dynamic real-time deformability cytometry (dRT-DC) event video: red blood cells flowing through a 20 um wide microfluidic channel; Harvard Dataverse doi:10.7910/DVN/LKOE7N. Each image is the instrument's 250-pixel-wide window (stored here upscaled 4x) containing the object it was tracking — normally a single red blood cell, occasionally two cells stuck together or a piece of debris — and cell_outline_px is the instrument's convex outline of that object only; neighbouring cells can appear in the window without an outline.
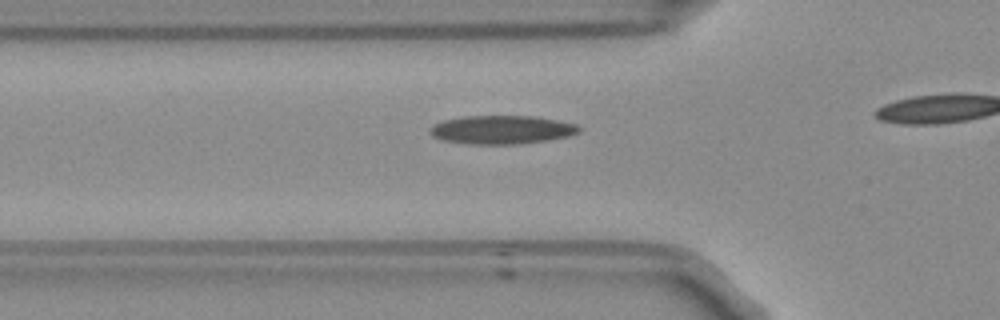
{"species": "Egyptian fruit bat (a non-hibernating species)", "species_latin": "Rousettus aegyptiacus", "temperature_condition": "room temperature", "stored_images_in_passage": 18, "camera_frame_rate_fps": 3000, "um_per_image_px": 0.085, "frame": {"image": 1, "passage_image": 13, "time_ms": 4.0, "image_size_px": [1000, 320], "cell_outline_px": [[580, 132], [568, 136], [544, 140], [512, 144], [472, 144], [444, 140], [432, 136], [428, 132], [428, 128], [444, 120], [464, 116], [536, 116], [576, 124], [580, 128]], "centroid_in_image_um": [42.62, 11.02], "position_along_channel_um": 83.2, "area_um2": 24.51}}